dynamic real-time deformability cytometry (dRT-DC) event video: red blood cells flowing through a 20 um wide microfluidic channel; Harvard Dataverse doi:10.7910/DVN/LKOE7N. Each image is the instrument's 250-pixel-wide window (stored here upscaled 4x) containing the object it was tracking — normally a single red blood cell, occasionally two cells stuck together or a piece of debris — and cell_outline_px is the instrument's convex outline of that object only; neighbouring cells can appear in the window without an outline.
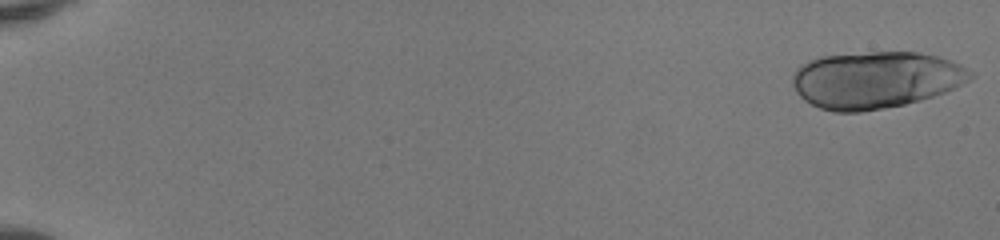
{"species": "human", "species_latin": "Homo sapiens", "temperature_condition": "room temperature", "stored_images_in_passage": 50, "camera_frame_rate_fps": 3000, "um_per_image_px": 0.085, "donor": {"sex": "female"}, "frame": {"image": 1, "passage_image": 1, "time_ms": 0.0, "image_size_px": [1000, 240], "cell_outline_px": [[976, 76], [944, 92], [920, 100], [904, 104], [884, 108], [860, 112], [836, 112], [820, 108], [804, 100], [796, 92], [792, 84], [792, 72], [800, 64], [808, 60], [820, 56], [872, 52], [920, 52], [936, 56], [960, 64], [972, 72]], "centroid_in_image_um": [74.38, 6.78], "position_along_channel_um": 10.6, "area_um2": 58.96}}
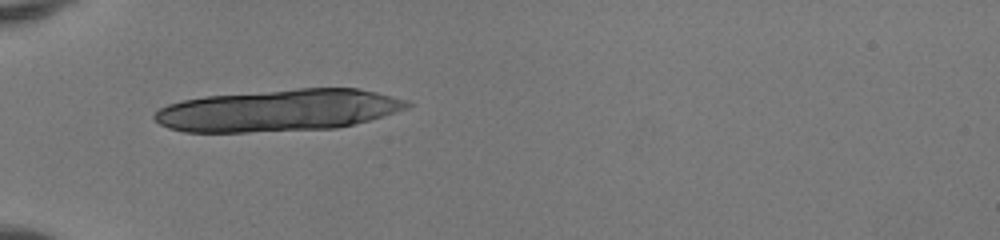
{"frame": {"image": 2, "passage_image": 18, "time_ms": 5.667, "image_size_px": [1000, 240], "cell_outline_px": [[412, 104], [408, 108], [368, 120], [336, 128], [248, 132], [184, 132], [168, 128], [160, 124], [152, 116], [160, 108], [168, 104], [184, 100], [204, 96], [296, 88], [356, 88], [376, 92], [408, 100]], "centroid_in_image_um": [23.65, 9.37], "position_along_channel_um": 61.4, "area_um2": 61.61}}